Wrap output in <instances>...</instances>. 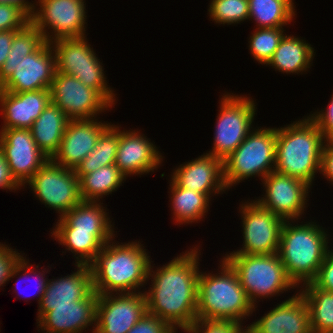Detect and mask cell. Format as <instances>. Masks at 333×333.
<instances>
[{"label":"cell","instance_id":"6da1fadb","mask_svg":"<svg viewBox=\"0 0 333 333\" xmlns=\"http://www.w3.org/2000/svg\"><path fill=\"white\" fill-rule=\"evenodd\" d=\"M194 247L153 271L149 265L150 289L144 291L147 312L174 330H186L197 319L199 253ZM152 269V270H151ZM152 272V273H151ZM150 275V276H149Z\"/></svg>","mask_w":333,"mask_h":333},{"label":"cell","instance_id":"7a4b0ae2","mask_svg":"<svg viewBox=\"0 0 333 333\" xmlns=\"http://www.w3.org/2000/svg\"><path fill=\"white\" fill-rule=\"evenodd\" d=\"M56 72L51 43L32 23L18 30L0 68V90L20 93L50 89Z\"/></svg>","mask_w":333,"mask_h":333},{"label":"cell","instance_id":"3957f363","mask_svg":"<svg viewBox=\"0 0 333 333\" xmlns=\"http://www.w3.org/2000/svg\"><path fill=\"white\" fill-rule=\"evenodd\" d=\"M113 240L104 245L90 264L93 289L99 295L135 293L148 281L153 261L139 241L115 244Z\"/></svg>","mask_w":333,"mask_h":333},{"label":"cell","instance_id":"277c9868","mask_svg":"<svg viewBox=\"0 0 333 333\" xmlns=\"http://www.w3.org/2000/svg\"><path fill=\"white\" fill-rule=\"evenodd\" d=\"M324 143L322 132L309 116L277 128L274 170L311 187L320 172Z\"/></svg>","mask_w":333,"mask_h":333},{"label":"cell","instance_id":"5b68a950","mask_svg":"<svg viewBox=\"0 0 333 333\" xmlns=\"http://www.w3.org/2000/svg\"><path fill=\"white\" fill-rule=\"evenodd\" d=\"M220 266L221 274L199 273L197 319L242 324L257 306L249 301L238 274L224 258Z\"/></svg>","mask_w":333,"mask_h":333},{"label":"cell","instance_id":"8992f818","mask_svg":"<svg viewBox=\"0 0 333 333\" xmlns=\"http://www.w3.org/2000/svg\"><path fill=\"white\" fill-rule=\"evenodd\" d=\"M328 234L311 221L295 225L285 220L280 235L278 255L285 272L297 288L312 282L329 250ZM303 282V283H302Z\"/></svg>","mask_w":333,"mask_h":333},{"label":"cell","instance_id":"52a82bcc","mask_svg":"<svg viewBox=\"0 0 333 333\" xmlns=\"http://www.w3.org/2000/svg\"><path fill=\"white\" fill-rule=\"evenodd\" d=\"M238 274L249 301L256 306L257 298L280 295L296 285L287 276L281 259L276 254H226L223 257ZM295 287V288H294Z\"/></svg>","mask_w":333,"mask_h":333},{"label":"cell","instance_id":"ba28073f","mask_svg":"<svg viewBox=\"0 0 333 333\" xmlns=\"http://www.w3.org/2000/svg\"><path fill=\"white\" fill-rule=\"evenodd\" d=\"M254 129L223 161L224 181L227 189L256 175L263 179L274 171L276 127Z\"/></svg>","mask_w":333,"mask_h":333},{"label":"cell","instance_id":"9c48e42d","mask_svg":"<svg viewBox=\"0 0 333 333\" xmlns=\"http://www.w3.org/2000/svg\"><path fill=\"white\" fill-rule=\"evenodd\" d=\"M85 37L61 38L51 42L56 72L76 77L82 84L98 91L111 105L115 94L107 85L102 62Z\"/></svg>","mask_w":333,"mask_h":333},{"label":"cell","instance_id":"30bf717a","mask_svg":"<svg viewBox=\"0 0 333 333\" xmlns=\"http://www.w3.org/2000/svg\"><path fill=\"white\" fill-rule=\"evenodd\" d=\"M249 97L223 94L217 115L212 151L209 154L224 161L252 131L255 101Z\"/></svg>","mask_w":333,"mask_h":333},{"label":"cell","instance_id":"8fae6325","mask_svg":"<svg viewBox=\"0 0 333 333\" xmlns=\"http://www.w3.org/2000/svg\"><path fill=\"white\" fill-rule=\"evenodd\" d=\"M48 208L60 217L81 201L79 179L74 169H68L49 159L26 183Z\"/></svg>","mask_w":333,"mask_h":333},{"label":"cell","instance_id":"7c38bea8","mask_svg":"<svg viewBox=\"0 0 333 333\" xmlns=\"http://www.w3.org/2000/svg\"><path fill=\"white\" fill-rule=\"evenodd\" d=\"M84 3L85 0H38L36 5L40 7L33 11L31 22L49 43L61 38L86 37Z\"/></svg>","mask_w":333,"mask_h":333},{"label":"cell","instance_id":"4fadbf2b","mask_svg":"<svg viewBox=\"0 0 333 333\" xmlns=\"http://www.w3.org/2000/svg\"><path fill=\"white\" fill-rule=\"evenodd\" d=\"M243 227L242 248L229 254L268 255L279 250L284 219L263 208L257 201L240 205Z\"/></svg>","mask_w":333,"mask_h":333},{"label":"cell","instance_id":"5bb4252c","mask_svg":"<svg viewBox=\"0 0 333 333\" xmlns=\"http://www.w3.org/2000/svg\"><path fill=\"white\" fill-rule=\"evenodd\" d=\"M51 102L70 120L95 119L112 105L96 90L82 84L76 77L55 72L50 88Z\"/></svg>","mask_w":333,"mask_h":333},{"label":"cell","instance_id":"9a60e30c","mask_svg":"<svg viewBox=\"0 0 333 333\" xmlns=\"http://www.w3.org/2000/svg\"><path fill=\"white\" fill-rule=\"evenodd\" d=\"M261 180L266 193L255 201L284 220L301 219L310 192L307 183L275 170Z\"/></svg>","mask_w":333,"mask_h":333},{"label":"cell","instance_id":"2e32d148","mask_svg":"<svg viewBox=\"0 0 333 333\" xmlns=\"http://www.w3.org/2000/svg\"><path fill=\"white\" fill-rule=\"evenodd\" d=\"M137 291L99 295L94 333H127L147 313L145 295Z\"/></svg>","mask_w":333,"mask_h":333},{"label":"cell","instance_id":"e0dca14e","mask_svg":"<svg viewBox=\"0 0 333 333\" xmlns=\"http://www.w3.org/2000/svg\"><path fill=\"white\" fill-rule=\"evenodd\" d=\"M0 147L12 176L24 187L36 171L49 160L36 145L30 129H1Z\"/></svg>","mask_w":333,"mask_h":333},{"label":"cell","instance_id":"ac0fdd59","mask_svg":"<svg viewBox=\"0 0 333 333\" xmlns=\"http://www.w3.org/2000/svg\"><path fill=\"white\" fill-rule=\"evenodd\" d=\"M109 125L96 118L69 120L59 149L51 159L65 168L75 170L93 151L99 136Z\"/></svg>","mask_w":333,"mask_h":333},{"label":"cell","instance_id":"d6986e66","mask_svg":"<svg viewBox=\"0 0 333 333\" xmlns=\"http://www.w3.org/2000/svg\"><path fill=\"white\" fill-rule=\"evenodd\" d=\"M248 333H312L310 311L301 292L282 301L259 320L247 326Z\"/></svg>","mask_w":333,"mask_h":333},{"label":"cell","instance_id":"ffe728a7","mask_svg":"<svg viewBox=\"0 0 333 333\" xmlns=\"http://www.w3.org/2000/svg\"><path fill=\"white\" fill-rule=\"evenodd\" d=\"M143 135L137 130L119 129L115 165L125 177L153 172L163 161L157 147Z\"/></svg>","mask_w":333,"mask_h":333},{"label":"cell","instance_id":"44dd1931","mask_svg":"<svg viewBox=\"0 0 333 333\" xmlns=\"http://www.w3.org/2000/svg\"><path fill=\"white\" fill-rule=\"evenodd\" d=\"M172 174L171 179L180 187L204 193L210 199L213 193L216 195L227 190L223 161L209 153L181 164Z\"/></svg>","mask_w":333,"mask_h":333},{"label":"cell","instance_id":"7402d4cb","mask_svg":"<svg viewBox=\"0 0 333 333\" xmlns=\"http://www.w3.org/2000/svg\"><path fill=\"white\" fill-rule=\"evenodd\" d=\"M99 294L93 291L86 299L73 302V305L50 306L37 326L45 333H82L96 324V308ZM94 324V325H93Z\"/></svg>","mask_w":333,"mask_h":333},{"label":"cell","instance_id":"603a6c76","mask_svg":"<svg viewBox=\"0 0 333 333\" xmlns=\"http://www.w3.org/2000/svg\"><path fill=\"white\" fill-rule=\"evenodd\" d=\"M50 103V89L20 93L0 90V111L4 121L1 129H30Z\"/></svg>","mask_w":333,"mask_h":333},{"label":"cell","instance_id":"cb8c5ba5","mask_svg":"<svg viewBox=\"0 0 333 333\" xmlns=\"http://www.w3.org/2000/svg\"><path fill=\"white\" fill-rule=\"evenodd\" d=\"M77 271L47 281L46 290L38 307L37 322L50 311V306L73 305L86 299L93 291L90 265H76Z\"/></svg>","mask_w":333,"mask_h":333},{"label":"cell","instance_id":"d4e9b609","mask_svg":"<svg viewBox=\"0 0 333 333\" xmlns=\"http://www.w3.org/2000/svg\"><path fill=\"white\" fill-rule=\"evenodd\" d=\"M66 250L74 253L75 265H90L104 245L114 238V232H83L71 228L61 217L51 232ZM77 256V257H76Z\"/></svg>","mask_w":333,"mask_h":333},{"label":"cell","instance_id":"484cf974","mask_svg":"<svg viewBox=\"0 0 333 333\" xmlns=\"http://www.w3.org/2000/svg\"><path fill=\"white\" fill-rule=\"evenodd\" d=\"M69 120L67 115L51 102L32 124V137L49 159L58 151Z\"/></svg>","mask_w":333,"mask_h":333},{"label":"cell","instance_id":"4316f807","mask_svg":"<svg viewBox=\"0 0 333 333\" xmlns=\"http://www.w3.org/2000/svg\"><path fill=\"white\" fill-rule=\"evenodd\" d=\"M314 55V48L311 44L299 37L285 34L266 65L272 66L282 73L299 74L310 68Z\"/></svg>","mask_w":333,"mask_h":333},{"label":"cell","instance_id":"83f0119b","mask_svg":"<svg viewBox=\"0 0 333 333\" xmlns=\"http://www.w3.org/2000/svg\"><path fill=\"white\" fill-rule=\"evenodd\" d=\"M170 181V199L176 224H190L204 218L209 210L210 198L204 193L180 187L173 179Z\"/></svg>","mask_w":333,"mask_h":333},{"label":"cell","instance_id":"f1b7e54d","mask_svg":"<svg viewBox=\"0 0 333 333\" xmlns=\"http://www.w3.org/2000/svg\"><path fill=\"white\" fill-rule=\"evenodd\" d=\"M79 179L80 195L84 201H100L122 185L126 177L115 164L101 168L85 175H76Z\"/></svg>","mask_w":333,"mask_h":333},{"label":"cell","instance_id":"f546056e","mask_svg":"<svg viewBox=\"0 0 333 333\" xmlns=\"http://www.w3.org/2000/svg\"><path fill=\"white\" fill-rule=\"evenodd\" d=\"M101 201H84L61 218L74 230L83 232H115Z\"/></svg>","mask_w":333,"mask_h":333},{"label":"cell","instance_id":"4dcf8cb0","mask_svg":"<svg viewBox=\"0 0 333 333\" xmlns=\"http://www.w3.org/2000/svg\"><path fill=\"white\" fill-rule=\"evenodd\" d=\"M299 290L310 311L312 333L333 331V292L318 288L313 282Z\"/></svg>","mask_w":333,"mask_h":333},{"label":"cell","instance_id":"1f68e13d","mask_svg":"<svg viewBox=\"0 0 333 333\" xmlns=\"http://www.w3.org/2000/svg\"><path fill=\"white\" fill-rule=\"evenodd\" d=\"M293 4V0H248L249 18L256 21V28L284 27L296 15Z\"/></svg>","mask_w":333,"mask_h":333},{"label":"cell","instance_id":"d6a6232c","mask_svg":"<svg viewBox=\"0 0 333 333\" xmlns=\"http://www.w3.org/2000/svg\"><path fill=\"white\" fill-rule=\"evenodd\" d=\"M119 143V127L110 124L99 136L93 151L77 166L76 175H85L115 164Z\"/></svg>","mask_w":333,"mask_h":333},{"label":"cell","instance_id":"836d02e7","mask_svg":"<svg viewBox=\"0 0 333 333\" xmlns=\"http://www.w3.org/2000/svg\"><path fill=\"white\" fill-rule=\"evenodd\" d=\"M256 29L249 38V50L258 63L265 65L272 58L280 40L285 35L284 29L282 27Z\"/></svg>","mask_w":333,"mask_h":333},{"label":"cell","instance_id":"e575fe53","mask_svg":"<svg viewBox=\"0 0 333 333\" xmlns=\"http://www.w3.org/2000/svg\"><path fill=\"white\" fill-rule=\"evenodd\" d=\"M208 12L216 24H237L249 19L248 0H211Z\"/></svg>","mask_w":333,"mask_h":333},{"label":"cell","instance_id":"d590c367","mask_svg":"<svg viewBox=\"0 0 333 333\" xmlns=\"http://www.w3.org/2000/svg\"><path fill=\"white\" fill-rule=\"evenodd\" d=\"M20 254L16 249L0 243V287L21 274L23 254Z\"/></svg>","mask_w":333,"mask_h":333},{"label":"cell","instance_id":"8d00e7d4","mask_svg":"<svg viewBox=\"0 0 333 333\" xmlns=\"http://www.w3.org/2000/svg\"><path fill=\"white\" fill-rule=\"evenodd\" d=\"M31 22V16L19 5L0 3V31L21 30Z\"/></svg>","mask_w":333,"mask_h":333},{"label":"cell","instance_id":"74e56055","mask_svg":"<svg viewBox=\"0 0 333 333\" xmlns=\"http://www.w3.org/2000/svg\"><path fill=\"white\" fill-rule=\"evenodd\" d=\"M184 332L187 333H247V327L233 321L196 319Z\"/></svg>","mask_w":333,"mask_h":333},{"label":"cell","instance_id":"f35d334b","mask_svg":"<svg viewBox=\"0 0 333 333\" xmlns=\"http://www.w3.org/2000/svg\"><path fill=\"white\" fill-rule=\"evenodd\" d=\"M172 332H174V329L168 323L147 312L127 333Z\"/></svg>","mask_w":333,"mask_h":333},{"label":"cell","instance_id":"ab89813d","mask_svg":"<svg viewBox=\"0 0 333 333\" xmlns=\"http://www.w3.org/2000/svg\"><path fill=\"white\" fill-rule=\"evenodd\" d=\"M318 288L333 292V250L327 251L316 278L312 281Z\"/></svg>","mask_w":333,"mask_h":333},{"label":"cell","instance_id":"60d3db41","mask_svg":"<svg viewBox=\"0 0 333 333\" xmlns=\"http://www.w3.org/2000/svg\"><path fill=\"white\" fill-rule=\"evenodd\" d=\"M309 117L316 123L325 141H333V95L327 106V110L311 113Z\"/></svg>","mask_w":333,"mask_h":333},{"label":"cell","instance_id":"b9f144b4","mask_svg":"<svg viewBox=\"0 0 333 333\" xmlns=\"http://www.w3.org/2000/svg\"><path fill=\"white\" fill-rule=\"evenodd\" d=\"M26 256L25 257H23L22 258V272L24 273L23 275H20L19 276V278H21V277H23L24 278V276H26V277H28L30 274L32 275V274H34L33 276V278H35V279H37V281H36V284L35 285H37V292H36V294H38V295H36L37 297H39V299H38V303L40 304V302H41V299H42V296L44 295V292H45V290H46V285H47V278H44V276H45V272L46 271H43L42 270V272H40V271H36V268H38V266H36V267H34L33 265L31 266L30 264H29V260L27 261L26 259ZM32 267H33V269H32ZM38 272V273H36V272ZM29 274V275H28ZM44 274V275H43ZM25 277V278H26ZM17 283H19L18 281H17ZM17 290V289H16ZM19 293V292H18ZM26 298V297H25Z\"/></svg>","mask_w":333,"mask_h":333},{"label":"cell","instance_id":"7bdbcfd3","mask_svg":"<svg viewBox=\"0 0 333 333\" xmlns=\"http://www.w3.org/2000/svg\"><path fill=\"white\" fill-rule=\"evenodd\" d=\"M22 186L16 181V179L12 176L10 167L4 157L2 149L0 147V188L1 189H9L15 190L21 188Z\"/></svg>","mask_w":333,"mask_h":333},{"label":"cell","instance_id":"ee69618b","mask_svg":"<svg viewBox=\"0 0 333 333\" xmlns=\"http://www.w3.org/2000/svg\"><path fill=\"white\" fill-rule=\"evenodd\" d=\"M320 173L333 184V141H325L324 143Z\"/></svg>","mask_w":333,"mask_h":333},{"label":"cell","instance_id":"f6af8a7d","mask_svg":"<svg viewBox=\"0 0 333 333\" xmlns=\"http://www.w3.org/2000/svg\"><path fill=\"white\" fill-rule=\"evenodd\" d=\"M17 31L18 30L0 31V68L6 62L8 54L10 53L13 38Z\"/></svg>","mask_w":333,"mask_h":333},{"label":"cell","instance_id":"bcb514c9","mask_svg":"<svg viewBox=\"0 0 333 333\" xmlns=\"http://www.w3.org/2000/svg\"><path fill=\"white\" fill-rule=\"evenodd\" d=\"M0 3H10L19 5L23 8L30 16L33 14V11L36 9V3L28 2V0H0Z\"/></svg>","mask_w":333,"mask_h":333}]
</instances>
